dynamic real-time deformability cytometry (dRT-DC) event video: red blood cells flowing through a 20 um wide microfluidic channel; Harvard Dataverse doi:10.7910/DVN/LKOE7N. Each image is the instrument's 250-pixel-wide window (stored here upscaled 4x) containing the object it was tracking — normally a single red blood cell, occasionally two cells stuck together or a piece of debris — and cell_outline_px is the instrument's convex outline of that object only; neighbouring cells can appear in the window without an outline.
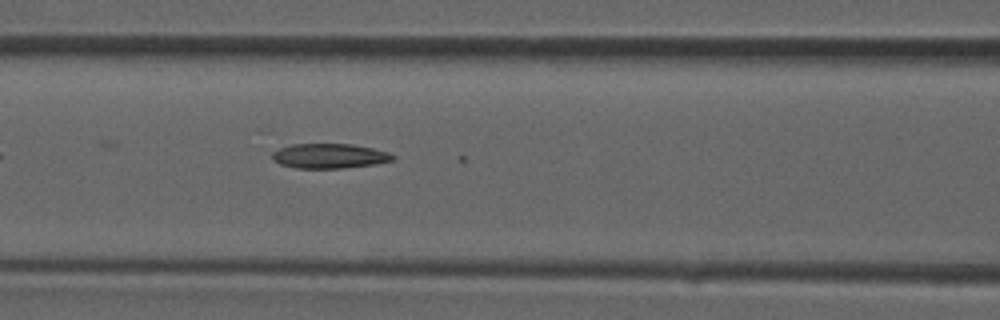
{"species": "common noctule bat (a hibernating species)", "species_latin": "Nyctalus noctula", "temperature_condition": "room temperature", "stored_images_in_passage": 12, "camera_frame_rate_fps": 3000, "um_per_image_px": 0.085, "animal": {"sex": "male", "forearm_length_mm": 52.5}, "frame": {"image": 1, "passage_image": 7, "time_ms": 2.0, "image_size_px": [1000, 320], "cell_outline_px": [[396, 156], [392, 160], [376, 164], [340, 168], [296, 168], [280, 164], [272, 160], [272, 152], [280, 148], [292, 144], [352, 144], [372, 148], [388, 152]], "centroid_in_image_um": [27.98, 13.25], "position_along_channel_um": 138.6, "area_um2": 17.34}}
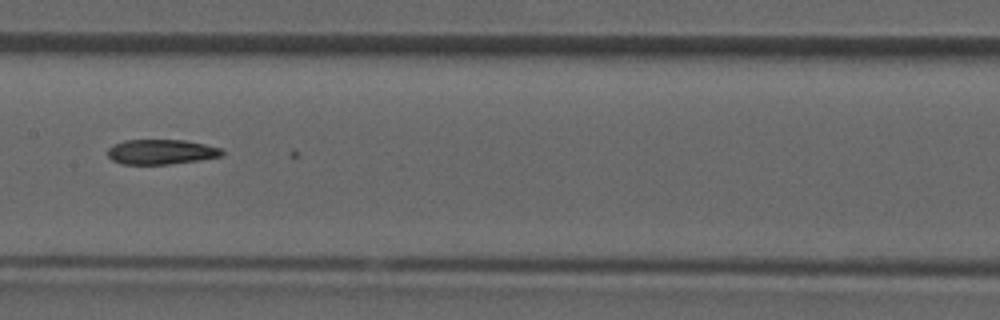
{"frame": {"image": 2, "passage_image": 10, "time_ms": 3.0, "image_size_px": [1000, 320], "cell_outline_px": [[224, 156], [168, 164], [124, 164], [112, 160], [108, 156], [108, 148], [112, 144], [124, 140], [184, 140], [204, 144], [220, 148], [224, 152]], "centroid_in_image_um": [13.67, 12.9], "position_along_channel_um": 193.7, "area_um2": 16.53}}